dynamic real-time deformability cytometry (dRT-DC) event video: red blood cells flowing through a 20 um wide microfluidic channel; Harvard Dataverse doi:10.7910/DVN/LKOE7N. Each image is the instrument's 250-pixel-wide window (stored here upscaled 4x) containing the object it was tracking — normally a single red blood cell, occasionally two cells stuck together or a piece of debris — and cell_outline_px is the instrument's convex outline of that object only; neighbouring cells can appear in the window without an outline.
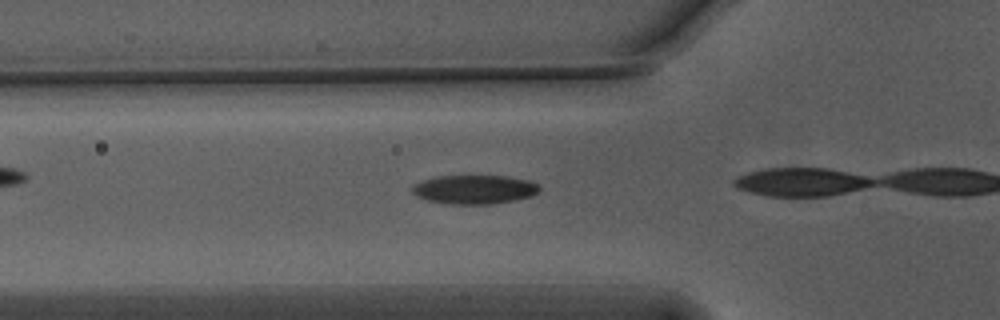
{"species": "Egyptian fruit bat (a non-hibernating species)", "species_latin": "Rousettus aegyptiacus", "temperature_condition": "warm", "stored_images_in_passage": 8, "camera_frame_rate_fps": 3000, "um_per_image_px": 0.085, "animal": {"sex": "male"}, "frame": {"image": 1, "passage_image": 3, "time_ms": 0.667, "image_size_px": [1000, 320], "cell_outline_px": [[540, 188], [532, 196], [516, 200], [492, 204], [444, 204], [428, 200], [416, 196], [412, 192], [412, 184], [420, 180], [436, 176], [508, 176], [532, 180]], "centroid_in_image_um": [40.29, 16.1], "position_along_channel_um": 85.5, "area_um2": 21.73}}